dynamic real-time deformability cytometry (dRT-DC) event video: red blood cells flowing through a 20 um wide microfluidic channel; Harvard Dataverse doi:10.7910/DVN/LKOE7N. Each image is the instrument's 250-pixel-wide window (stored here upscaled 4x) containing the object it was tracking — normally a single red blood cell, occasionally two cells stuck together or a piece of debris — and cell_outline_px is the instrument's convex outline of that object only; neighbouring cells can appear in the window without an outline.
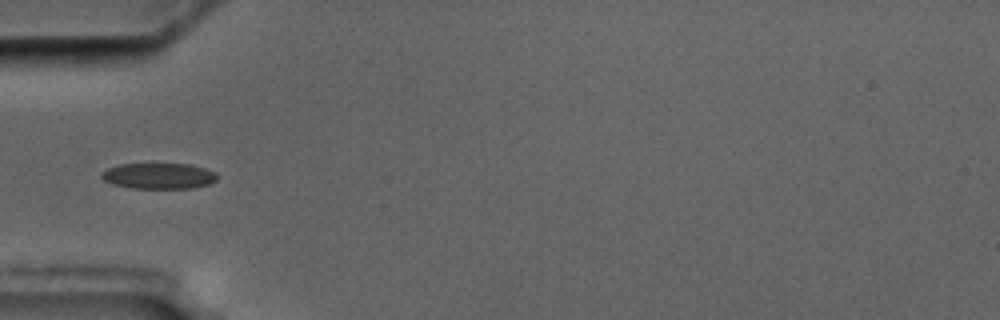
{"species": "common noctule bat (a hibernating species)", "species_latin": "Nyctalus noctula", "temperature_condition": "cold", "stored_images_in_passage": 8, "camera_frame_rate_fps": 3000, "um_per_image_px": 0.085, "animal": {"sex": "male", "body_mass_g": 17.5, "forearm_length_mm": 52.3}, "frame": {"image": 1, "passage_image": 2, "time_ms": 1.0, "image_size_px": [1000, 320], "cell_outline_px": [[220, 176], [216, 180], [208, 184], [192, 188], [132, 188], [112, 184], [104, 180], [100, 176], [100, 172], [108, 168], [120, 164], [188, 164], [204, 168], [216, 172]], "centroid_in_image_um": [13.49, 14.95], "position_along_channel_um": 71.5, "area_um2": 17.46}}
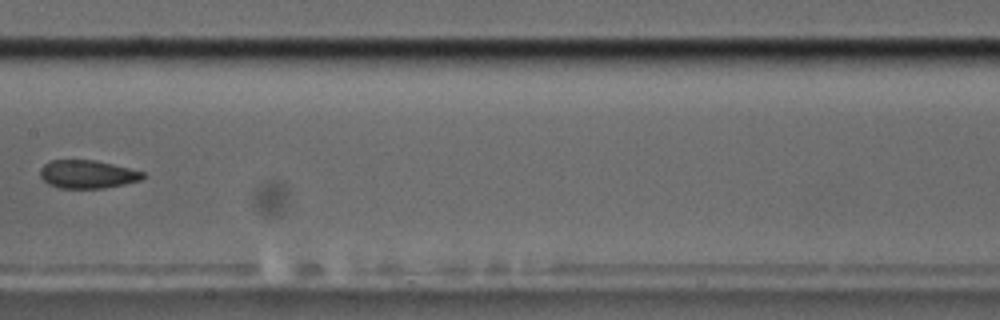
{"frame": {"image": 2, "passage_image": 5, "time_ms": 4.667, "image_size_px": [1000, 320], "cell_outline_px": [[144, 176], [140, 180], [124, 184], [104, 188], [60, 188], [48, 184], [40, 176], [40, 168], [44, 164], [52, 160], [96, 160], [144, 172]], "centroid_in_image_um": [7.41, 14.81], "position_along_channel_um": 200.0, "area_um2": 16.76}}
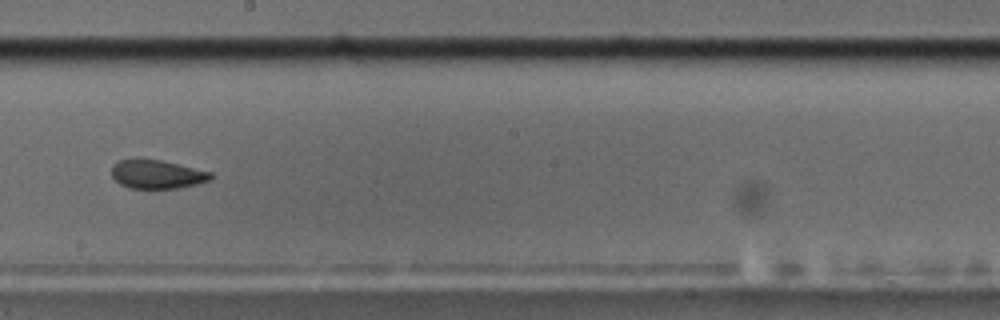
{"frame": {"image": 3, "passage_image": 6, "time_ms": 5.667, "image_size_px": [1000, 320], "cell_outline_px": [[212, 180], [180, 188], [128, 188], [120, 184], [112, 176], [112, 164], [120, 160], [160, 160], [212, 172]], "centroid_in_image_um": [13.36, 14.83], "position_along_channel_um": 234.8, "area_um2": 16.36}}